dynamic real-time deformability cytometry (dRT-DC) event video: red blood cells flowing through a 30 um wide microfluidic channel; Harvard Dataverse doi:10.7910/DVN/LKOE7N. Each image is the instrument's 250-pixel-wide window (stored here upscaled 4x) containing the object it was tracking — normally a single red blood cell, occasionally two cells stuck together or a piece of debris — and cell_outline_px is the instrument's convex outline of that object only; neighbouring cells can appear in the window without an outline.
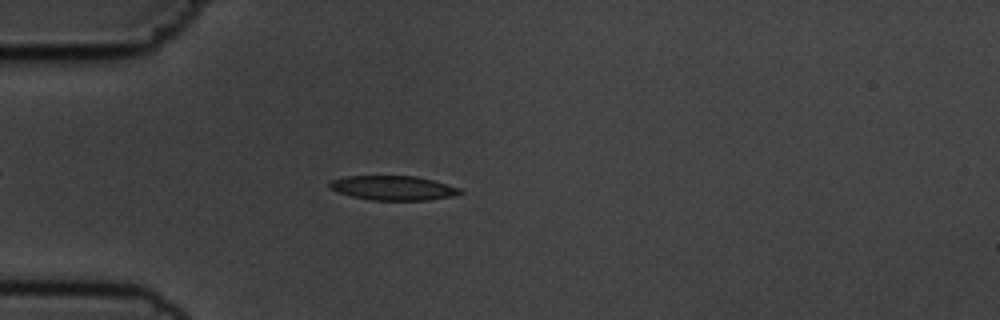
{"species": "common noctule bat (a hibernating species)", "species_latin": "Nyctalus noctula", "temperature_condition": "cold", "stored_images_in_passage": 3, "camera_frame_rate_fps": 3000, "um_per_image_px": 0.085, "animal": {"sex": "male", "body_mass_g": 19.5, "forearm_length_mm": 54.6}, "frame": {"image": 1, "passage_image": 3, "time_ms": 3.0, "image_size_px": [1000, 320], "cell_outline_px": [[464, 192], [452, 196], [428, 200], [368, 200], [336, 192], [328, 188], [328, 184], [332, 180], [348, 176], [416, 176], [432, 180], [460, 188]], "centroid_in_image_um": [33.39, 15.98], "position_along_channel_um": 51.6, "area_um2": 18.55}}